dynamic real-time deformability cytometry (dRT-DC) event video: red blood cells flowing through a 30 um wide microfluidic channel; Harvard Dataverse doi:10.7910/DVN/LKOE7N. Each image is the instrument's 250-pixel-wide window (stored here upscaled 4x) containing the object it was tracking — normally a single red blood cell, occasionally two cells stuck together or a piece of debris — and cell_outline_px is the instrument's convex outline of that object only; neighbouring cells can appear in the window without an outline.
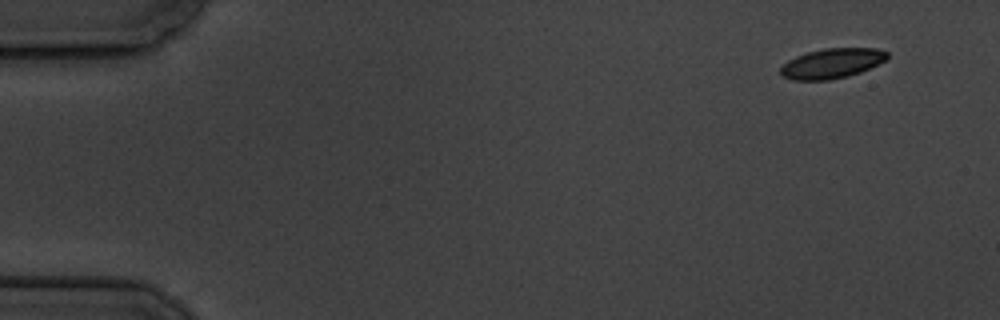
{"species": "common noctule bat (a hibernating species)", "species_latin": "Nyctalus noctula", "temperature_condition": "cold", "stored_images_in_passage": 5, "camera_frame_rate_fps": 3000, "um_per_image_px": 0.085, "animal": {"sex": "male", "body_mass_g": 19.5, "forearm_length_mm": 54.6}, "frame": {"image": 1, "passage_image": 1, "time_ms": 0.0, "image_size_px": [1000, 320], "cell_outline_px": [[888, 56], [884, 60], [860, 72], [848, 76], [828, 80], [792, 80], [780, 76], [780, 68], [788, 60], [796, 56], [808, 52], [824, 48], [876, 48], [888, 52]], "centroid_in_image_um": [70.66, 5.39], "position_along_channel_um": 14.3, "area_um2": 18.5}}
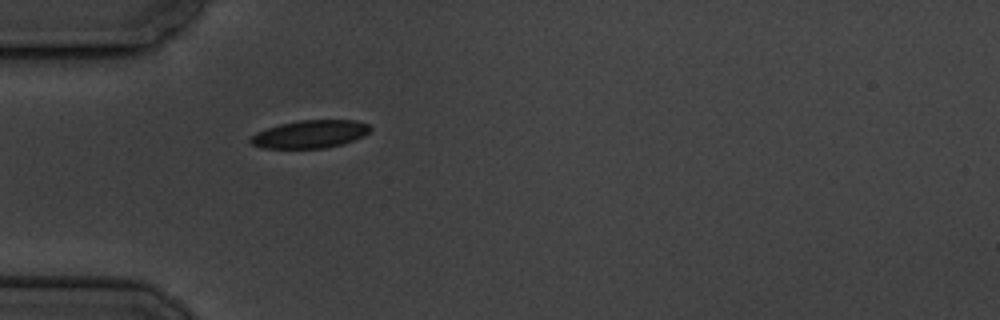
{"frame": {"image": 2, "passage_image": 5, "time_ms": 4.667, "image_size_px": [1000, 320], "cell_outline_px": [[372, 128], [364, 136], [344, 144], [324, 148], [264, 148], [252, 144], [248, 140], [256, 132], [280, 124], [300, 120], [356, 120], [368, 124]], "centroid_in_image_um": [26.38, 11.4], "position_along_channel_um": 58.6, "area_um2": 19.42}}